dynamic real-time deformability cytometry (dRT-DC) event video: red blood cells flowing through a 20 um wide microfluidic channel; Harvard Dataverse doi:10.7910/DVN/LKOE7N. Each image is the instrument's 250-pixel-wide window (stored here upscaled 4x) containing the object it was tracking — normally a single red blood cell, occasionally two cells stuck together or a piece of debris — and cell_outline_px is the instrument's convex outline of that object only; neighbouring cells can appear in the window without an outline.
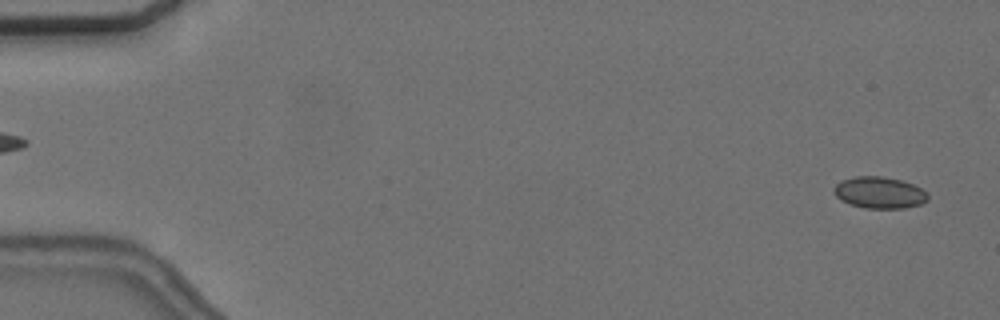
{"species": "common noctule bat (a hibernating species)", "species_latin": "Nyctalus noctula", "temperature_condition": "cold", "stored_images_in_passage": 29, "camera_frame_rate_fps": 3000, "um_per_image_px": 0.085, "animal": {"sex": "female", "body_mass_g": 24.6, "forearm_length_mm": 56.2}, "frame": {"image": 1, "passage_image": 2, "time_ms": 0.333, "image_size_px": [1000, 320], "cell_outline_px": [[928, 200], [920, 204], [904, 208], [864, 208], [840, 200], [832, 192], [832, 188], [840, 180], [856, 176], [880, 176], [900, 180], [912, 184], [928, 192]], "centroid_in_image_um": [74.72, 16.37], "position_along_channel_um": 10.3, "area_um2": 17.34}}
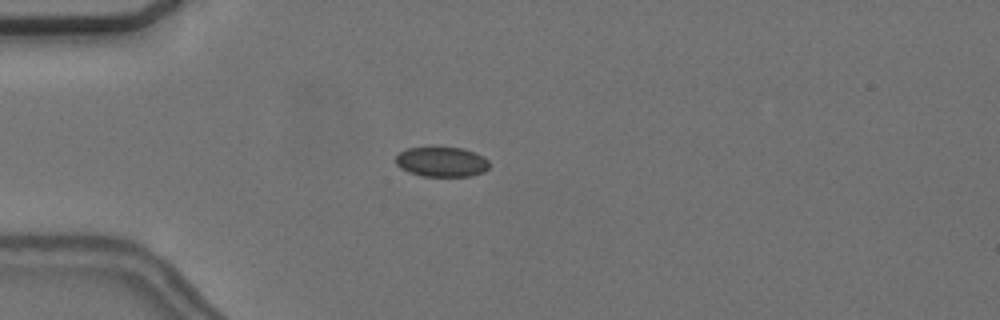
{"frame": {"image": 2, "passage_image": 15, "time_ms": 4.667, "image_size_px": [1000, 320], "cell_outline_px": [[492, 164], [484, 172], [472, 176], [424, 176], [408, 172], [400, 168], [396, 164], [396, 156], [400, 152], [408, 148], [432, 144], [464, 148], [476, 152], [484, 156]], "centroid_in_image_um": [37.56, 13.7], "position_along_channel_um": 47.4, "area_um2": 17.22}}
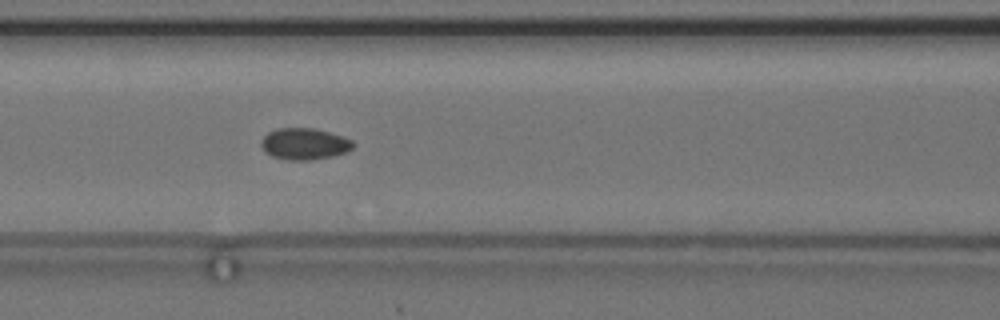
{"frame": {"image": 3, "passage_image": 24, "time_ms": 7.667, "image_size_px": [1000, 320], "cell_outline_px": [[356, 144], [352, 148], [344, 152], [332, 156], [312, 160], [288, 160], [272, 156], [264, 152], [260, 144], [260, 140], [268, 132], [276, 128], [316, 128], [352, 140]], "centroid_in_image_um": [25.83, 12.23], "position_along_channel_um": 140.8, "area_um2": 16.94}}